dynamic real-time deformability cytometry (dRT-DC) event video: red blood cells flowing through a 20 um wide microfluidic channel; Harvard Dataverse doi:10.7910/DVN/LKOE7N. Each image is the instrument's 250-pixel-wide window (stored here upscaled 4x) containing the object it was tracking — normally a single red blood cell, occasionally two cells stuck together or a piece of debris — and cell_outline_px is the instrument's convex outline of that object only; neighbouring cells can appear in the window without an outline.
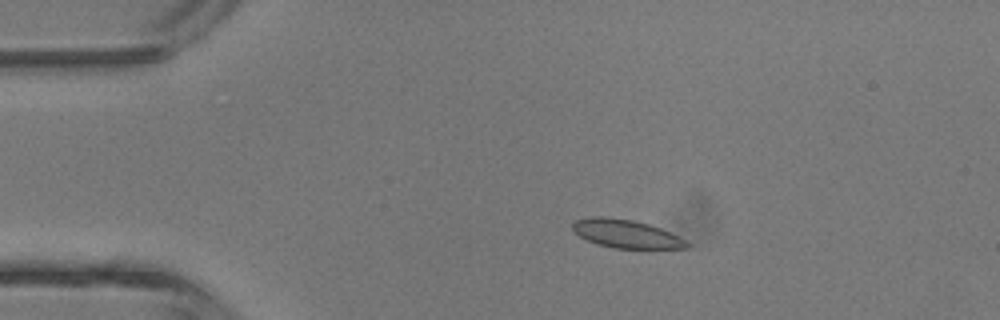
{"species": "common noctule bat (a hibernating species)", "species_latin": "Nyctalus noctula", "temperature_condition": "room temperature", "stored_images_in_passage": 3, "camera_frame_rate_fps": 3000, "um_per_image_px": 0.085, "animal": {"sex": "male", "body_mass_g": 13.3}, "frame": {"image": 1, "passage_image": 2, "time_ms": 1.333, "image_size_px": [1000, 320], "cell_outline_px": [[692, 244], [688, 248], [612, 248], [596, 244], [580, 236], [572, 228], [572, 224], [576, 220], [592, 216], [604, 216], [632, 220], [648, 224], [660, 228]], "centroid_in_image_um": [53.19, 19.87], "position_along_channel_um": 31.8, "area_um2": 18.61}}